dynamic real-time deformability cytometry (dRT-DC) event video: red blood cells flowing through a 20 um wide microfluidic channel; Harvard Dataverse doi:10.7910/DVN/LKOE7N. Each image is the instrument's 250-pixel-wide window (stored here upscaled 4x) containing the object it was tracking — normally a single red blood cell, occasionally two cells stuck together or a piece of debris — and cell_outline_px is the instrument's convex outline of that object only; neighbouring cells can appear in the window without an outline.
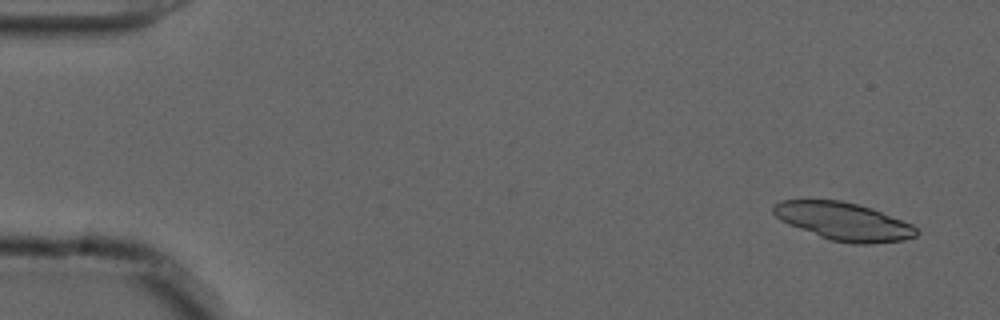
{"species": "common noctule bat (a hibernating species)", "species_latin": "Nyctalus noctula", "temperature_condition": "cold", "stored_images_in_passage": 14, "camera_frame_rate_fps": 3000, "um_per_image_px": 0.085, "animal": {"sex": "male", "forearm_length_mm": 52.5}, "frame": {"image": 1, "passage_image": 3, "time_ms": 0.667, "image_size_px": [1000, 320], "cell_outline_px": [[920, 232], [916, 236], [904, 240], [872, 244], [852, 244], [832, 240], [820, 236], [788, 224], [780, 220], [772, 212], [772, 208], [780, 200], [840, 200], [872, 208], [912, 224]], "centroid_in_image_um": [71.73, 18.82], "position_along_channel_um": 13.3, "area_um2": 31.44}}